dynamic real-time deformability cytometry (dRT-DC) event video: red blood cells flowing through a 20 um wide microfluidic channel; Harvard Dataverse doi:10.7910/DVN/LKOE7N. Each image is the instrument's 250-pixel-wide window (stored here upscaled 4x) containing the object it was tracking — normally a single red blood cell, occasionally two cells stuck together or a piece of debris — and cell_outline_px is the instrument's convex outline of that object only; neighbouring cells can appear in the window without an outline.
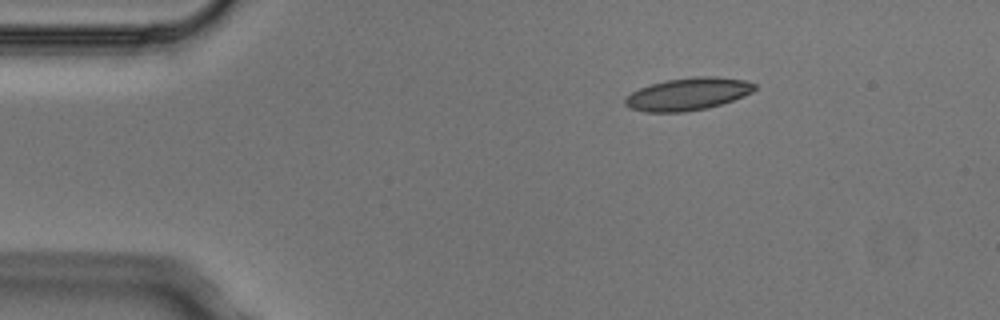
{"species": "Egyptian fruit bat (a non-hibernating species)", "species_latin": "Rousettus aegyptiacus", "temperature_condition": "cold", "stored_images_in_passage": 4, "camera_frame_rate_fps": 3000, "um_per_image_px": 0.085, "animal": {"sex": "male"}, "frame": {"image": 1, "passage_image": 2, "time_ms": 0.333, "image_size_px": [1000, 320], "cell_outline_px": [[756, 88], [752, 92], [744, 96], [708, 108], [684, 112], [644, 112], [628, 108], [624, 104], [624, 100], [632, 92], [640, 88], [652, 84], [668, 80], [692, 76], [716, 76], [744, 80], [756, 84]], "centroid_in_image_um": [58.47, 8.0], "position_along_channel_um": 26.5, "area_um2": 24.51}}
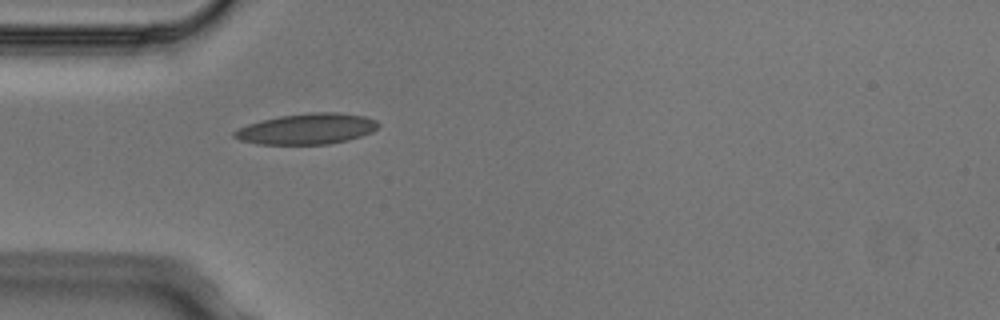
{"frame": {"image": 2, "passage_image": 4, "time_ms": 1.0, "image_size_px": [1000, 320], "cell_outline_px": [[380, 124], [372, 132], [348, 140], [328, 144], [256, 144], [240, 140], [232, 136], [232, 132], [248, 124], [260, 120], [280, 116], [308, 112], [340, 112], [364, 116], [376, 120]], "centroid_in_image_um": [26.08, 10.95], "position_along_channel_um": 58.9, "area_um2": 25.89}}